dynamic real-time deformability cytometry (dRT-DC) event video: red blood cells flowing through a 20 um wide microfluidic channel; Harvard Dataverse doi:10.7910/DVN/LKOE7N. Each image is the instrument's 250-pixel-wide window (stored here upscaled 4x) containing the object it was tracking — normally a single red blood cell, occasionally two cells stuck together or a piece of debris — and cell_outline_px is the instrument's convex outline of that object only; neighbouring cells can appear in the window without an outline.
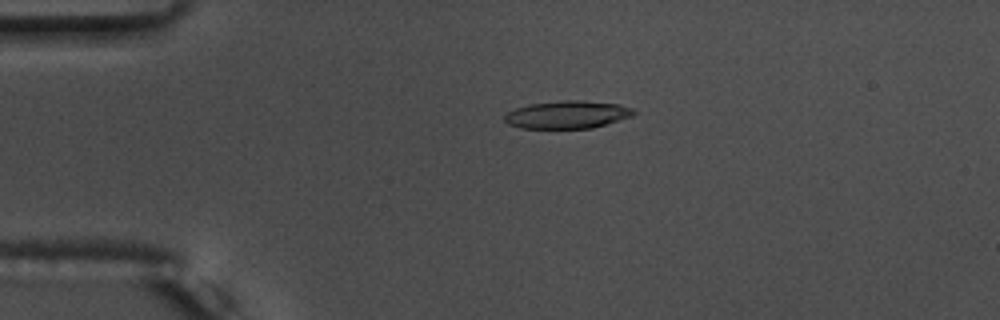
{"species": "common noctule bat (a hibernating species)", "species_latin": "Nyctalus noctula", "temperature_condition": "warm", "stored_images_in_passage": 43, "camera_frame_rate_fps": 3000, "um_per_image_px": 0.085, "animal": {"sex": "male", "body_mass_g": 17.5, "forearm_length_mm": 52.3}, "frame": {"image": 1, "passage_image": 1, "time_ms": 0.0, "image_size_px": [1000, 320], "cell_outline_px": [[636, 112], [632, 116], [592, 128], [520, 128], [508, 124], [504, 120], [504, 116], [508, 112], [516, 108], [528, 104], [560, 100], [580, 100], [620, 104], [632, 108]], "centroid_in_image_um": [48.21, 9.73], "position_along_channel_um": 36.8, "area_um2": 20.87}}
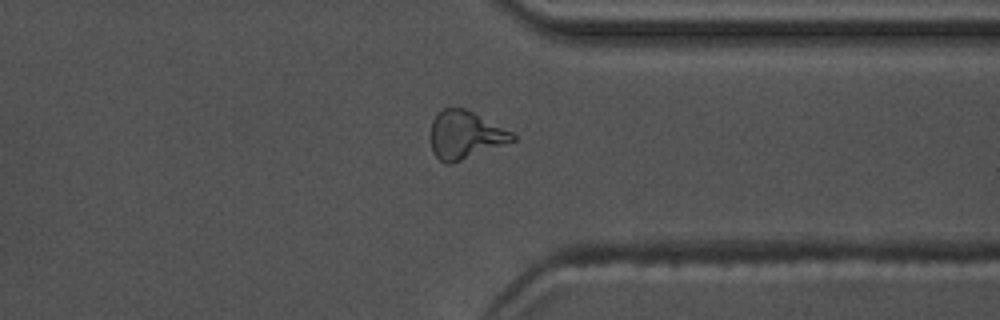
{"frame": {"image": 2, "passage_image": 31, "time_ms": 10.0, "image_size_px": [1000, 320], "cell_outline_px": [[516, 140], [452, 164], [448, 164], [440, 160], [432, 152], [428, 136], [432, 120], [444, 108], [464, 108], [512, 132], [516, 136]], "centroid_in_image_um": [39.49, 11.49], "position_along_channel_um": 371.9, "area_um2": 22.89}, "authors_computed_cell_mechanics": {"area_um2": 21.9062, "velocity_mm_per_s": 3.7471, "shape_relaxation_time_tau1_ms": 9.7556, "shape_relaxation_time_tau2_ms": 2.7684, "deformation_change_tau1": 0.2895, "deformation_change_tau2": 0.1294}}